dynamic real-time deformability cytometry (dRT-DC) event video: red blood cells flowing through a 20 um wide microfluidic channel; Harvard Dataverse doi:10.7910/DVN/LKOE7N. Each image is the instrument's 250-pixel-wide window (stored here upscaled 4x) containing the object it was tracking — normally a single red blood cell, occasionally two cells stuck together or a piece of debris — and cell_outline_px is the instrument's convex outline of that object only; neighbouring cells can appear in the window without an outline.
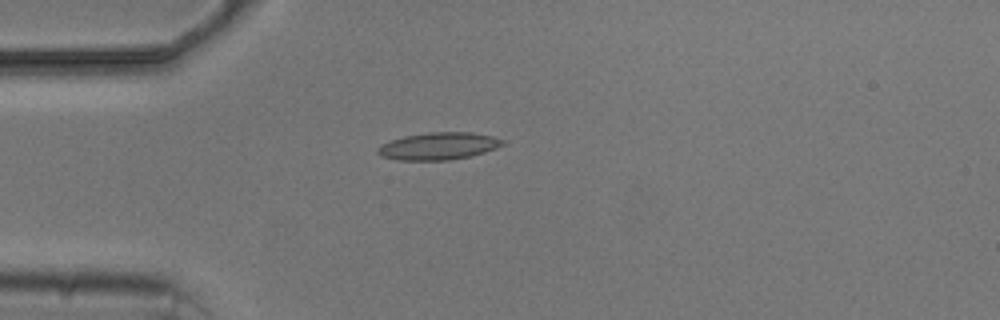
{"species": "common noctule bat (a hibernating species)", "species_latin": "Nyctalus noctula", "temperature_condition": "cold", "stored_images_in_passage": 4, "camera_frame_rate_fps": 3000, "um_per_image_px": 0.085, "animal": {"sex": "male", "body_mass_g": 20.5, "forearm_length_mm": 52.5}, "frame": {"image": 1, "passage_image": 4, "time_ms": 4.0, "image_size_px": [1000, 320], "cell_outline_px": [[504, 144], [496, 148], [484, 152], [468, 156], [448, 160], [400, 160], [380, 156], [376, 152], [376, 148], [380, 144], [404, 136], [428, 132], [472, 132], [492, 136], [504, 140]], "centroid_in_image_um": [37.24, 12.41], "position_along_channel_um": 47.8, "area_um2": 19.83}}